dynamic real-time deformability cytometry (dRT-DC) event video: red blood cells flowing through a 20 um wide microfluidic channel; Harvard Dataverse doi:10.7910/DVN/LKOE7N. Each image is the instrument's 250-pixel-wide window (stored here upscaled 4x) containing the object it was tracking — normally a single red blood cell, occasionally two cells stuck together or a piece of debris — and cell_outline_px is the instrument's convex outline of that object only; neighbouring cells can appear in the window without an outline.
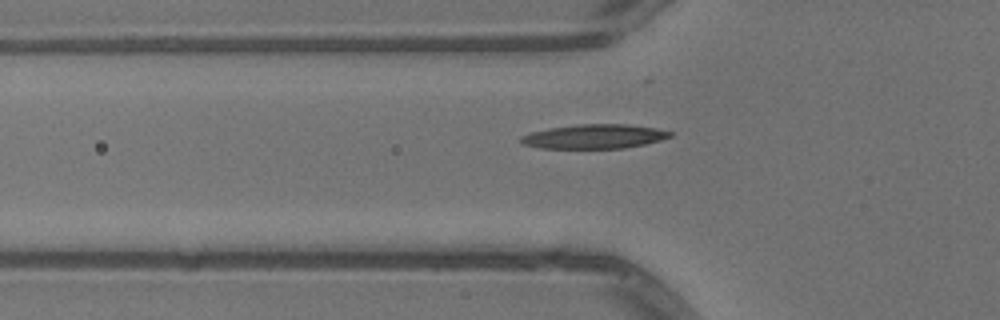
{"species": "common noctule bat (a hibernating species)", "species_latin": "Nyctalus noctula", "temperature_condition": "warm", "stored_images_in_passage": 36, "camera_frame_rate_fps": 3000, "um_per_image_px": 0.085, "animal": {"sex": "male", "body_mass_g": 13.3}, "frame": {"image": 1, "passage_image": 3, "time_ms": 0.667, "image_size_px": [1000, 320], "cell_outline_px": [[672, 136], [660, 140], [644, 144], [624, 148], [540, 148], [524, 144], [520, 140], [520, 136], [532, 132], [548, 128], [576, 124], [628, 124], [656, 128], [672, 132]], "centroid_in_image_um": [50.51, 11.59], "position_along_channel_um": 75.3, "area_um2": 21.04}}
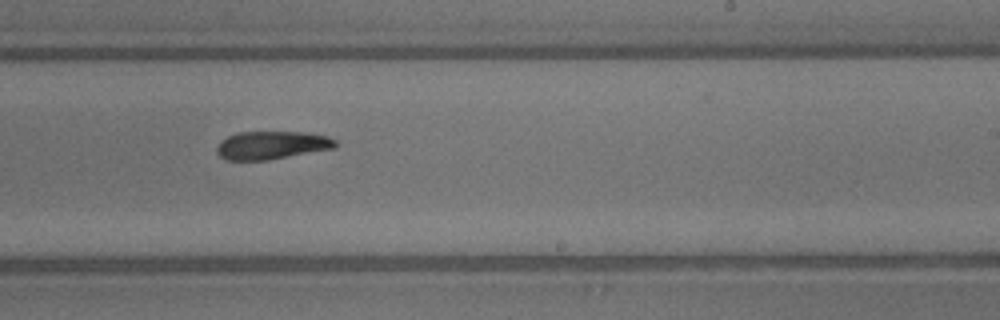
{"frame": {"image": 2, "passage_image": 17, "time_ms": 5.333, "image_size_px": [1000, 320], "cell_outline_px": [[336, 148], [268, 160], [228, 160], [220, 156], [216, 152], [216, 148], [220, 140], [228, 136], [240, 132], [304, 132], [328, 136], [336, 140]], "centroid_in_image_um": [23.1, 12.34], "position_along_channel_um": 265.9, "area_um2": 19.48}}
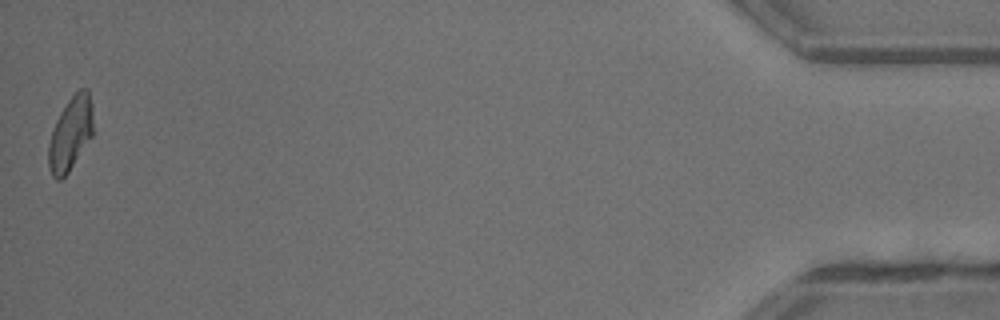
{"frame": {"image": 3, "passage_image": 36, "time_ms": 11.667, "image_size_px": [1000, 320], "cell_outline_px": [[92, 136], [68, 172], [60, 180], [56, 180], [52, 176], [48, 168], [48, 144], [56, 120], [60, 112], [68, 100], [80, 88], [88, 88], [92, 104]], "centroid_in_image_um": [5.98, 11.36], "position_along_channel_um": 429.2, "area_um2": 19.07}, "authors_computed_cell_mechanics": {"area_um2": 19.8832, "velocity_mm_per_s": 4.0789, "shape_relaxation_time_tau1_ms": 6.2156, "shape_relaxation_time_tau2_ms": 8.0861, "deformation_change_tau1": 0.1938, "deformation_change_tau2": 0.1879}}